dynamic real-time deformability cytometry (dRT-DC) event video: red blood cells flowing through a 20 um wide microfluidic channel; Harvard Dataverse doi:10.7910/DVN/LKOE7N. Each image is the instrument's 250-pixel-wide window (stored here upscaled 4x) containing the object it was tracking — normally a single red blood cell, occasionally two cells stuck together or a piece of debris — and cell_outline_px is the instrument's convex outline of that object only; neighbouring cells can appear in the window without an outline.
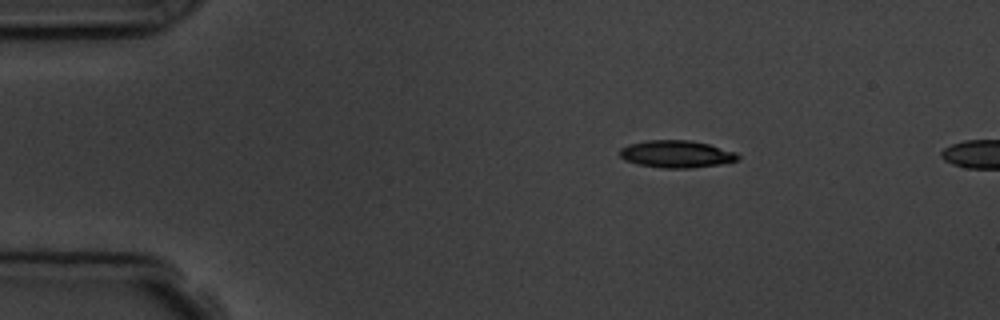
{"species": "common noctule bat (a hibernating species)", "species_latin": "Nyctalus noctula", "temperature_condition": "room temperature", "stored_images_in_passage": 2, "camera_frame_rate_fps": 3000, "um_per_image_px": 0.085, "animal": {"sex": "male", "body_mass_g": 19.5, "forearm_length_mm": 54.6}, "frame": {"image": 1, "passage_image": 1, "time_ms": 0.0, "image_size_px": [1000, 320], "cell_outline_px": [[740, 156], [736, 160], [720, 164], [692, 168], [660, 168], [636, 164], [624, 160], [620, 156], [620, 148], [628, 144], [648, 140], [692, 140], [708, 144], [736, 152]], "centroid_in_image_um": [57.46, 13.09], "position_along_channel_um": 27.5, "area_um2": 18.84}}